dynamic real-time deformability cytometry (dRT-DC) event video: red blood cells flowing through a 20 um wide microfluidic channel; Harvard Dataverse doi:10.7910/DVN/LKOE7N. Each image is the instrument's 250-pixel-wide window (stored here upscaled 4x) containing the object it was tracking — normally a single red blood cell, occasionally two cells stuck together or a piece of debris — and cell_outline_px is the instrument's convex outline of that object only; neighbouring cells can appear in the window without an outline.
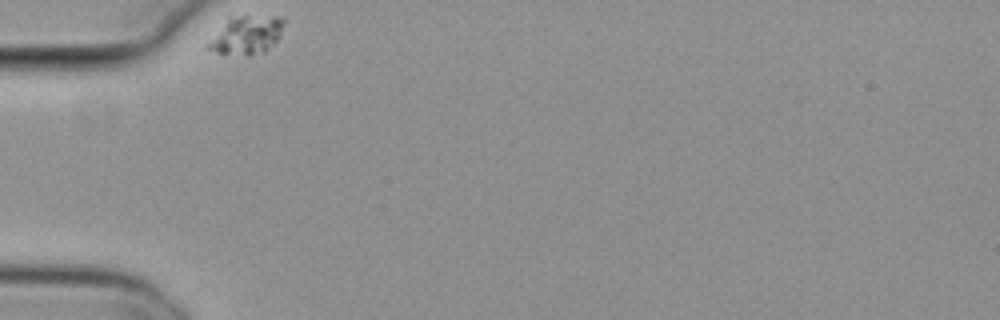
{"species": "common noctule bat (a hibernating species)", "species_latin": "Nyctalus noctula", "temperature_condition": "cold", "stored_images_in_passage": 35, "camera_frame_rate_fps": 3000, "um_per_image_px": 0.085, "animal": {"sex": "female", "body_mass_g": 29.2, "forearm_length_mm": 56.3}, "frame": {"image": 1, "passage_image": 1, "time_ms": 0.0, "image_size_px": [1000, 320], "cell_outline_px": [[284, 24], [276, 40], [264, 52], [248, 56], [216, 52], [204, 48], [204, 44], [228, 12], [284, 16]], "centroid_in_image_um": [20.83, 2.87], "position_along_channel_um": 64.2, "area_um2": 18.38}}
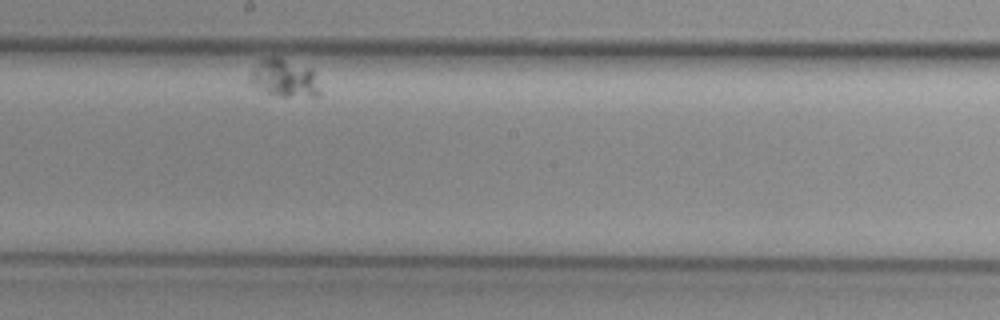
{"frame": {"image": 2, "passage_image": 20, "time_ms": 6.333, "image_size_px": [1000, 320], "cell_outline_px": [[320, 96], [280, 96], [268, 92], [248, 84], [248, 80], [256, 64], [260, 60], [268, 56], [280, 56], [308, 68], [312, 72], [320, 92]], "centroid_in_image_um": [24.11, 6.62], "position_along_channel_um": 224.1, "area_um2": 15.14}}
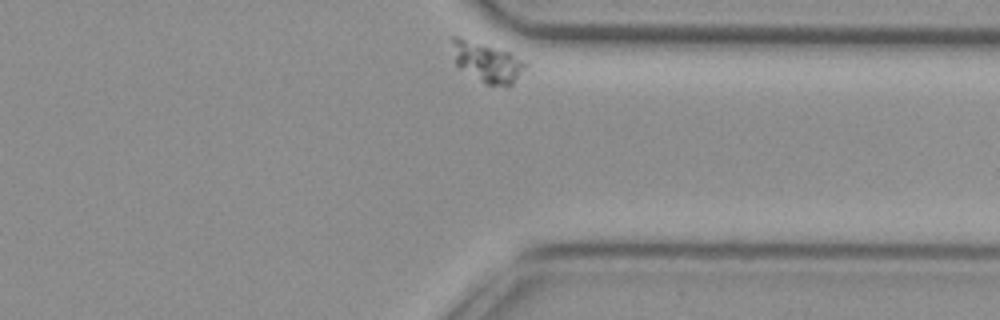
{"frame": {"image": 3, "passage_image": 35, "time_ms": 11.333, "image_size_px": [1000, 320], "cell_outline_px": [[524, 68], [512, 84], [484, 84], [460, 68], [456, 64], [448, 36], [456, 36], [484, 44], [508, 52], [520, 60], [524, 64]], "centroid_in_image_um": [41.27, 5.25], "position_along_channel_um": 370.1, "area_um2": 16.42}}